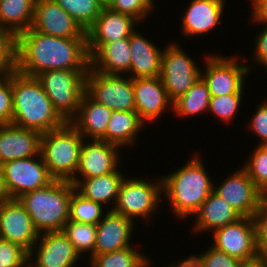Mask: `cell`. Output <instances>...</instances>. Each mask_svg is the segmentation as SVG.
<instances>
[{
  "label": "cell",
  "mask_w": 267,
  "mask_h": 267,
  "mask_svg": "<svg viewBox=\"0 0 267 267\" xmlns=\"http://www.w3.org/2000/svg\"><path fill=\"white\" fill-rule=\"evenodd\" d=\"M130 62L129 38L103 43L90 56V67L104 74L129 75Z\"/></svg>",
  "instance_id": "26"
},
{
  "label": "cell",
  "mask_w": 267,
  "mask_h": 267,
  "mask_svg": "<svg viewBox=\"0 0 267 267\" xmlns=\"http://www.w3.org/2000/svg\"><path fill=\"white\" fill-rule=\"evenodd\" d=\"M213 188V192L226 200L243 217L253 218L265 195L256 187L246 170L241 166Z\"/></svg>",
  "instance_id": "13"
},
{
  "label": "cell",
  "mask_w": 267,
  "mask_h": 267,
  "mask_svg": "<svg viewBox=\"0 0 267 267\" xmlns=\"http://www.w3.org/2000/svg\"><path fill=\"white\" fill-rule=\"evenodd\" d=\"M133 246L88 258L89 267H152L153 261Z\"/></svg>",
  "instance_id": "31"
},
{
  "label": "cell",
  "mask_w": 267,
  "mask_h": 267,
  "mask_svg": "<svg viewBox=\"0 0 267 267\" xmlns=\"http://www.w3.org/2000/svg\"><path fill=\"white\" fill-rule=\"evenodd\" d=\"M210 91L201 78L184 95L173 102V113L182 118H190L208 112Z\"/></svg>",
  "instance_id": "30"
},
{
  "label": "cell",
  "mask_w": 267,
  "mask_h": 267,
  "mask_svg": "<svg viewBox=\"0 0 267 267\" xmlns=\"http://www.w3.org/2000/svg\"><path fill=\"white\" fill-rule=\"evenodd\" d=\"M10 199H11V197L9 196L8 191L6 189L3 175H2V172L0 169V206Z\"/></svg>",
  "instance_id": "47"
},
{
  "label": "cell",
  "mask_w": 267,
  "mask_h": 267,
  "mask_svg": "<svg viewBox=\"0 0 267 267\" xmlns=\"http://www.w3.org/2000/svg\"><path fill=\"white\" fill-rule=\"evenodd\" d=\"M215 249L229 256L247 261L258 257L256 225L254 218L242 217L238 221L212 232Z\"/></svg>",
  "instance_id": "12"
},
{
  "label": "cell",
  "mask_w": 267,
  "mask_h": 267,
  "mask_svg": "<svg viewBox=\"0 0 267 267\" xmlns=\"http://www.w3.org/2000/svg\"><path fill=\"white\" fill-rule=\"evenodd\" d=\"M13 115L11 124L43 134L62 127L66 122L54 110L36 77L11 73Z\"/></svg>",
  "instance_id": "3"
},
{
  "label": "cell",
  "mask_w": 267,
  "mask_h": 267,
  "mask_svg": "<svg viewBox=\"0 0 267 267\" xmlns=\"http://www.w3.org/2000/svg\"><path fill=\"white\" fill-rule=\"evenodd\" d=\"M39 234L18 199H10L0 206V239L17 244L29 253Z\"/></svg>",
  "instance_id": "16"
},
{
  "label": "cell",
  "mask_w": 267,
  "mask_h": 267,
  "mask_svg": "<svg viewBox=\"0 0 267 267\" xmlns=\"http://www.w3.org/2000/svg\"><path fill=\"white\" fill-rule=\"evenodd\" d=\"M138 29L129 37L131 62L129 74L132 79L160 76L163 50L146 38Z\"/></svg>",
  "instance_id": "23"
},
{
  "label": "cell",
  "mask_w": 267,
  "mask_h": 267,
  "mask_svg": "<svg viewBox=\"0 0 267 267\" xmlns=\"http://www.w3.org/2000/svg\"><path fill=\"white\" fill-rule=\"evenodd\" d=\"M166 45L159 77L169 99L174 102L201 79L202 70L178 42Z\"/></svg>",
  "instance_id": "9"
},
{
  "label": "cell",
  "mask_w": 267,
  "mask_h": 267,
  "mask_svg": "<svg viewBox=\"0 0 267 267\" xmlns=\"http://www.w3.org/2000/svg\"><path fill=\"white\" fill-rule=\"evenodd\" d=\"M194 155L179 169L161 176L163 200L167 199L171 212L180 220L193 216L214 188L201 155Z\"/></svg>",
  "instance_id": "2"
},
{
  "label": "cell",
  "mask_w": 267,
  "mask_h": 267,
  "mask_svg": "<svg viewBox=\"0 0 267 267\" xmlns=\"http://www.w3.org/2000/svg\"><path fill=\"white\" fill-rule=\"evenodd\" d=\"M204 262L205 267H238L240 260L219 251L214 247H207L203 253L197 254Z\"/></svg>",
  "instance_id": "41"
},
{
  "label": "cell",
  "mask_w": 267,
  "mask_h": 267,
  "mask_svg": "<svg viewBox=\"0 0 267 267\" xmlns=\"http://www.w3.org/2000/svg\"><path fill=\"white\" fill-rule=\"evenodd\" d=\"M258 258L267 266V241H257Z\"/></svg>",
  "instance_id": "48"
},
{
  "label": "cell",
  "mask_w": 267,
  "mask_h": 267,
  "mask_svg": "<svg viewBox=\"0 0 267 267\" xmlns=\"http://www.w3.org/2000/svg\"><path fill=\"white\" fill-rule=\"evenodd\" d=\"M83 141L69 122L41 135L40 153L55 180L71 181L75 177Z\"/></svg>",
  "instance_id": "5"
},
{
  "label": "cell",
  "mask_w": 267,
  "mask_h": 267,
  "mask_svg": "<svg viewBox=\"0 0 267 267\" xmlns=\"http://www.w3.org/2000/svg\"><path fill=\"white\" fill-rule=\"evenodd\" d=\"M257 241H267V201H264L254 215Z\"/></svg>",
  "instance_id": "44"
},
{
  "label": "cell",
  "mask_w": 267,
  "mask_h": 267,
  "mask_svg": "<svg viewBox=\"0 0 267 267\" xmlns=\"http://www.w3.org/2000/svg\"><path fill=\"white\" fill-rule=\"evenodd\" d=\"M15 70L14 38L0 32V76Z\"/></svg>",
  "instance_id": "40"
},
{
  "label": "cell",
  "mask_w": 267,
  "mask_h": 267,
  "mask_svg": "<svg viewBox=\"0 0 267 267\" xmlns=\"http://www.w3.org/2000/svg\"><path fill=\"white\" fill-rule=\"evenodd\" d=\"M252 21L256 24H267V0H251Z\"/></svg>",
  "instance_id": "45"
},
{
  "label": "cell",
  "mask_w": 267,
  "mask_h": 267,
  "mask_svg": "<svg viewBox=\"0 0 267 267\" xmlns=\"http://www.w3.org/2000/svg\"><path fill=\"white\" fill-rule=\"evenodd\" d=\"M252 153V154H251ZM250 158L245 161L242 167L246 170L256 187L264 194H267V152L257 145Z\"/></svg>",
  "instance_id": "36"
},
{
  "label": "cell",
  "mask_w": 267,
  "mask_h": 267,
  "mask_svg": "<svg viewBox=\"0 0 267 267\" xmlns=\"http://www.w3.org/2000/svg\"><path fill=\"white\" fill-rule=\"evenodd\" d=\"M15 70L36 77L44 71L88 70L87 38H62L29 28L14 39Z\"/></svg>",
  "instance_id": "1"
},
{
  "label": "cell",
  "mask_w": 267,
  "mask_h": 267,
  "mask_svg": "<svg viewBox=\"0 0 267 267\" xmlns=\"http://www.w3.org/2000/svg\"><path fill=\"white\" fill-rule=\"evenodd\" d=\"M135 222L112 210L97 224L95 254L109 253L133 246Z\"/></svg>",
  "instance_id": "22"
},
{
  "label": "cell",
  "mask_w": 267,
  "mask_h": 267,
  "mask_svg": "<svg viewBox=\"0 0 267 267\" xmlns=\"http://www.w3.org/2000/svg\"><path fill=\"white\" fill-rule=\"evenodd\" d=\"M143 127L146 126L136 111H112L106 133L100 140L121 148L128 147V145L134 147Z\"/></svg>",
  "instance_id": "29"
},
{
  "label": "cell",
  "mask_w": 267,
  "mask_h": 267,
  "mask_svg": "<svg viewBox=\"0 0 267 267\" xmlns=\"http://www.w3.org/2000/svg\"><path fill=\"white\" fill-rule=\"evenodd\" d=\"M86 93L112 111H136L133 79L127 75L104 74L89 67Z\"/></svg>",
  "instance_id": "10"
},
{
  "label": "cell",
  "mask_w": 267,
  "mask_h": 267,
  "mask_svg": "<svg viewBox=\"0 0 267 267\" xmlns=\"http://www.w3.org/2000/svg\"><path fill=\"white\" fill-rule=\"evenodd\" d=\"M13 115V98L11 73L0 76V125L11 124Z\"/></svg>",
  "instance_id": "39"
},
{
  "label": "cell",
  "mask_w": 267,
  "mask_h": 267,
  "mask_svg": "<svg viewBox=\"0 0 267 267\" xmlns=\"http://www.w3.org/2000/svg\"><path fill=\"white\" fill-rule=\"evenodd\" d=\"M264 151L267 152V140L264 141L262 144L259 145Z\"/></svg>",
  "instance_id": "50"
},
{
  "label": "cell",
  "mask_w": 267,
  "mask_h": 267,
  "mask_svg": "<svg viewBox=\"0 0 267 267\" xmlns=\"http://www.w3.org/2000/svg\"><path fill=\"white\" fill-rule=\"evenodd\" d=\"M263 28L258 31V34L255 37V47L252 51V57L250 58L251 61H253L250 64H258L261 65L263 68L267 67V24H264L262 26Z\"/></svg>",
  "instance_id": "43"
},
{
  "label": "cell",
  "mask_w": 267,
  "mask_h": 267,
  "mask_svg": "<svg viewBox=\"0 0 267 267\" xmlns=\"http://www.w3.org/2000/svg\"><path fill=\"white\" fill-rule=\"evenodd\" d=\"M158 179L155 182L154 179L149 181L147 178L127 175L120 185L112 211L133 222L135 220L137 222V218H144L143 220L147 222L152 221L154 219L152 214H156L163 201L161 176Z\"/></svg>",
  "instance_id": "7"
},
{
  "label": "cell",
  "mask_w": 267,
  "mask_h": 267,
  "mask_svg": "<svg viewBox=\"0 0 267 267\" xmlns=\"http://www.w3.org/2000/svg\"><path fill=\"white\" fill-rule=\"evenodd\" d=\"M37 0H0V32L14 39L31 28Z\"/></svg>",
  "instance_id": "28"
},
{
  "label": "cell",
  "mask_w": 267,
  "mask_h": 267,
  "mask_svg": "<svg viewBox=\"0 0 267 267\" xmlns=\"http://www.w3.org/2000/svg\"><path fill=\"white\" fill-rule=\"evenodd\" d=\"M107 7L115 12L130 15L140 23L155 10V5L151 0H111Z\"/></svg>",
  "instance_id": "37"
},
{
  "label": "cell",
  "mask_w": 267,
  "mask_h": 267,
  "mask_svg": "<svg viewBox=\"0 0 267 267\" xmlns=\"http://www.w3.org/2000/svg\"><path fill=\"white\" fill-rule=\"evenodd\" d=\"M61 231L80 257L86 253L90 254L89 258L95 255L97 225L68 220Z\"/></svg>",
  "instance_id": "32"
},
{
  "label": "cell",
  "mask_w": 267,
  "mask_h": 267,
  "mask_svg": "<svg viewBox=\"0 0 267 267\" xmlns=\"http://www.w3.org/2000/svg\"><path fill=\"white\" fill-rule=\"evenodd\" d=\"M0 169L11 199L46 187L55 180L50 175L41 154L6 162Z\"/></svg>",
  "instance_id": "11"
},
{
  "label": "cell",
  "mask_w": 267,
  "mask_h": 267,
  "mask_svg": "<svg viewBox=\"0 0 267 267\" xmlns=\"http://www.w3.org/2000/svg\"><path fill=\"white\" fill-rule=\"evenodd\" d=\"M133 91L136 112L146 125L154 123L168 110H173V102L169 99L160 77L133 79ZM169 108V109H168Z\"/></svg>",
  "instance_id": "19"
},
{
  "label": "cell",
  "mask_w": 267,
  "mask_h": 267,
  "mask_svg": "<svg viewBox=\"0 0 267 267\" xmlns=\"http://www.w3.org/2000/svg\"><path fill=\"white\" fill-rule=\"evenodd\" d=\"M31 28L62 38H87L81 26L54 0H37Z\"/></svg>",
  "instance_id": "18"
},
{
  "label": "cell",
  "mask_w": 267,
  "mask_h": 267,
  "mask_svg": "<svg viewBox=\"0 0 267 267\" xmlns=\"http://www.w3.org/2000/svg\"><path fill=\"white\" fill-rule=\"evenodd\" d=\"M245 94H229L224 96H213L210 98L208 107V113H212L213 116L218 117L217 119L224 123H230L233 120L237 112L240 110L242 97Z\"/></svg>",
  "instance_id": "35"
},
{
  "label": "cell",
  "mask_w": 267,
  "mask_h": 267,
  "mask_svg": "<svg viewBox=\"0 0 267 267\" xmlns=\"http://www.w3.org/2000/svg\"><path fill=\"white\" fill-rule=\"evenodd\" d=\"M168 265L164 267H205L204 262L196 253L195 254L191 253L189 257L182 260L179 259L178 262L176 261L171 265L170 264Z\"/></svg>",
  "instance_id": "46"
},
{
  "label": "cell",
  "mask_w": 267,
  "mask_h": 267,
  "mask_svg": "<svg viewBox=\"0 0 267 267\" xmlns=\"http://www.w3.org/2000/svg\"><path fill=\"white\" fill-rule=\"evenodd\" d=\"M105 209L103 205L86 199L74 190L70 199L69 220L97 225L105 216L104 212H108Z\"/></svg>",
  "instance_id": "34"
},
{
  "label": "cell",
  "mask_w": 267,
  "mask_h": 267,
  "mask_svg": "<svg viewBox=\"0 0 267 267\" xmlns=\"http://www.w3.org/2000/svg\"><path fill=\"white\" fill-rule=\"evenodd\" d=\"M255 113L249 119L248 127L251 133H254L259 142L257 145L262 144L267 140V101L256 105Z\"/></svg>",
  "instance_id": "42"
},
{
  "label": "cell",
  "mask_w": 267,
  "mask_h": 267,
  "mask_svg": "<svg viewBox=\"0 0 267 267\" xmlns=\"http://www.w3.org/2000/svg\"><path fill=\"white\" fill-rule=\"evenodd\" d=\"M86 32L100 14L103 4L99 0H54Z\"/></svg>",
  "instance_id": "33"
},
{
  "label": "cell",
  "mask_w": 267,
  "mask_h": 267,
  "mask_svg": "<svg viewBox=\"0 0 267 267\" xmlns=\"http://www.w3.org/2000/svg\"><path fill=\"white\" fill-rule=\"evenodd\" d=\"M74 190L75 186L70 181L54 180L46 187L26 192L17 199L39 233L61 231L69 220Z\"/></svg>",
  "instance_id": "4"
},
{
  "label": "cell",
  "mask_w": 267,
  "mask_h": 267,
  "mask_svg": "<svg viewBox=\"0 0 267 267\" xmlns=\"http://www.w3.org/2000/svg\"><path fill=\"white\" fill-rule=\"evenodd\" d=\"M88 70L44 71L36 76L54 110L70 122L78 113L81 99L86 92Z\"/></svg>",
  "instance_id": "6"
},
{
  "label": "cell",
  "mask_w": 267,
  "mask_h": 267,
  "mask_svg": "<svg viewBox=\"0 0 267 267\" xmlns=\"http://www.w3.org/2000/svg\"><path fill=\"white\" fill-rule=\"evenodd\" d=\"M203 57L205 68H202L201 78L207 84L211 97L244 94L245 77L249 76L252 69L249 64L242 63L236 55L224 57L207 53Z\"/></svg>",
  "instance_id": "8"
},
{
  "label": "cell",
  "mask_w": 267,
  "mask_h": 267,
  "mask_svg": "<svg viewBox=\"0 0 267 267\" xmlns=\"http://www.w3.org/2000/svg\"><path fill=\"white\" fill-rule=\"evenodd\" d=\"M138 24L140 22L134 17L104 6L94 24L86 31L89 56L103 43L129 38Z\"/></svg>",
  "instance_id": "17"
},
{
  "label": "cell",
  "mask_w": 267,
  "mask_h": 267,
  "mask_svg": "<svg viewBox=\"0 0 267 267\" xmlns=\"http://www.w3.org/2000/svg\"><path fill=\"white\" fill-rule=\"evenodd\" d=\"M41 133L13 124L0 125V166L41 154Z\"/></svg>",
  "instance_id": "21"
},
{
  "label": "cell",
  "mask_w": 267,
  "mask_h": 267,
  "mask_svg": "<svg viewBox=\"0 0 267 267\" xmlns=\"http://www.w3.org/2000/svg\"><path fill=\"white\" fill-rule=\"evenodd\" d=\"M226 0H191L180 20L181 34L195 37L209 34L223 18ZM216 27V28H215Z\"/></svg>",
  "instance_id": "20"
},
{
  "label": "cell",
  "mask_w": 267,
  "mask_h": 267,
  "mask_svg": "<svg viewBox=\"0 0 267 267\" xmlns=\"http://www.w3.org/2000/svg\"><path fill=\"white\" fill-rule=\"evenodd\" d=\"M28 255L21 246L0 239V267H28Z\"/></svg>",
  "instance_id": "38"
},
{
  "label": "cell",
  "mask_w": 267,
  "mask_h": 267,
  "mask_svg": "<svg viewBox=\"0 0 267 267\" xmlns=\"http://www.w3.org/2000/svg\"><path fill=\"white\" fill-rule=\"evenodd\" d=\"M238 267H266V265L258 258L247 261H241Z\"/></svg>",
  "instance_id": "49"
},
{
  "label": "cell",
  "mask_w": 267,
  "mask_h": 267,
  "mask_svg": "<svg viewBox=\"0 0 267 267\" xmlns=\"http://www.w3.org/2000/svg\"><path fill=\"white\" fill-rule=\"evenodd\" d=\"M242 217L226 200L211 192L194 213L195 223L191 231L197 234L202 232L207 234V232H213L220 227L232 224Z\"/></svg>",
  "instance_id": "24"
},
{
  "label": "cell",
  "mask_w": 267,
  "mask_h": 267,
  "mask_svg": "<svg viewBox=\"0 0 267 267\" xmlns=\"http://www.w3.org/2000/svg\"><path fill=\"white\" fill-rule=\"evenodd\" d=\"M124 178V173L118 168L112 173L80 180L75 185V190L86 199L107 205V210H112ZM108 203H112V206H108Z\"/></svg>",
  "instance_id": "27"
},
{
  "label": "cell",
  "mask_w": 267,
  "mask_h": 267,
  "mask_svg": "<svg viewBox=\"0 0 267 267\" xmlns=\"http://www.w3.org/2000/svg\"><path fill=\"white\" fill-rule=\"evenodd\" d=\"M118 149L120 150L121 147L112 143L84 139L79 165L75 177L70 182L75 186L82 179L98 177L116 171L120 168L118 164L121 163Z\"/></svg>",
  "instance_id": "15"
},
{
  "label": "cell",
  "mask_w": 267,
  "mask_h": 267,
  "mask_svg": "<svg viewBox=\"0 0 267 267\" xmlns=\"http://www.w3.org/2000/svg\"><path fill=\"white\" fill-rule=\"evenodd\" d=\"M28 256V267H75L82 259L62 231L40 233Z\"/></svg>",
  "instance_id": "14"
},
{
  "label": "cell",
  "mask_w": 267,
  "mask_h": 267,
  "mask_svg": "<svg viewBox=\"0 0 267 267\" xmlns=\"http://www.w3.org/2000/svg\"><path fill=\"white\" fill-rule=\"evenodd\" d=\"M101 4H103L104 6H107L111 0H99Z\"/></svg>",
  "instance_id": "51"
},
{
  "label": "cell",
  "mask_w": 267,
  "mask_h": 267,
  "mask_svg": "<svg viewBox=\"0 0 267 267\" xmlns=\"http://www.w3.org/2000/svg\"><path fill=\"white\" fill-rule=\"evenodd\" d=\"M112 110L84 93L77 115L69 122L84 139L100 140L106 133Z\"/></svg>",
  "instance_id": "25"
}]
</instances>
